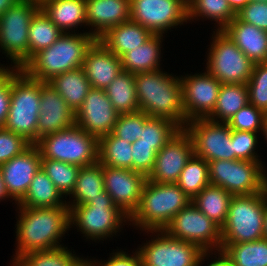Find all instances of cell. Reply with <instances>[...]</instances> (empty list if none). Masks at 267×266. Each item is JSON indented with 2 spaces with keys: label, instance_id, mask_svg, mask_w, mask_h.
Returning <instances> with one entry per match:
<instances>
[{
  "label": "cell",
  "instance_id": "9",
  "mask_svg": "<svg viewBox=\"0 0 267 266\" xmlns=\"http://www.w3.org/2000/svg\"><path fill=\"white\" fill-rule=\"evenodd\" d=\"M40 4L19 0L0 15V48L21 69L29 61V25Z\"/></svg>",
  "mask_w": 267,
  "mask_h": 266
},
{
  "label": "cell",
  "instance_id": "37",
  "mask_svg": "<svg viewBox=\"0 0 267 266\" xmlns=\"http://www.w3.org/2000/svg\"><path fill=\"white\" fill-rule=\"evenodd\" d=\"M176 184L192 200L210 184L208 162L193 154L181 171Z\"/></svg>",
  "mask_w": 267,
  "mask_h": 266
},
{
  "label": "cell",
  "instance_id": "53",
  "mask_svg": "<svg viewBox=\"0 0 267 266\" xmlns=\"http://www.w3.org/2000/svg\"><path fill=\"white\" fill-rule=\"evenodd\" d=\"M19 0H0V15L13 7Z\"/></svg>",
  "mask_w": 267,
  "mask_h": 266
},
{
  "label": "cell",
  "instance_id": "58",
  "mask_svg": "<svg viewBox=\"0 0 267 266\" xmlns=\"http://www.w3.org/2000/svg\"><path fill=\"white\" fill-rule=\"evenodd\" d=\"M11 266H25V264L20 259H14L12 260Z\"/></svg>",
  "mask_w": 267,
  "mask_h": 266
},
{
  "label": "cell",
  "instance_id": "16",
  "mask_svg": "<svg viewBox=\"0 0 267 266\" xmlns=\"http://www.w3.org/2000/svg\"><path fill=\"white\" fill-rule=\"evenodd\" d=\"M182 101L188 121L207 118L215 109L222 83L207 70L194 75H181Z\"/></svg>",
  "mask_w": 267,
  "mask_h": 266
},
{
  "label": "cell",
  "instance_id": "57",
  "mask_svg": "<svg viewBox=\"0 0 267 266\" xmlns=\"http://www.w3.org/2000/svg\"><path fill=\"white\" fill-rule=\"evenodd\" d=\"M261 132H263V136H265L266 138L264 140H267V113L264 116L263 127Z\"/></svg>",
  "mask_w": 267,
  "mask_h": 266
},
{
  "label": "cell",
  "instance_id": "13",
  "mask_svg": "<svg viewBox=\"0 0 267 266\" xmlns=\"http://www.w3.org/2000/svg\"><path fill=\"white\" fill-rule=\"evenodd\" d=\"M164 231L170 237L198 245L203 251L221 250V228L192 203L178 212Z\"/></svg>",
  "mask_w": 267,
  "mask_h": 266
},
{
  "label": "cell",
  "instance_id": "11",
  "mask_svg": "<svg viewBox=\"0 0 267 266\" xmlns=\"http://www.w3.org/2000/svg\"><path fill=\"white\" fill-rule=\"evenodd\" d=\"M216 31V33H215ZM206 70L222 84H247L255 63L222 30H215Z\"/></svg>",
  "mask_w": 267,
  "mask_h": 266
},
{
  "label": "cell",
  "instance_id": "42",
  "mask_svg": "<svg viewBox=\"0 0 267 266\" xmlns=\"http://www.w3.org/2000/svg\"><path fill=\"white\" fill-rule=\"evenodd\" d=\"M249 103L267 113V62L255 63L246 84Z\"/></svg>",
  "mask_w": 267,
  "mask_h": 266
},
{
  "label": "cell",
  "instance_id": "45",
  "mask_svg": "<svg viewBox=\"0 0 267 266\" xmlns=\"http://www.w3.org/2000/svg\"><path fill=\"white\" fill-rule=\"evenodd\" d=\"M257 133L251 131H239L231 129V142L235 151V160L261 161L255 153Z\"/></svg>",
  "mask_w": 267,
  "mask_h": 266
},
{
  "label": "cell",
  "instance_id": "36",
  "mask_svg": "<svg viewBox=\"0 0 267 266\" xmlns=\"http://www.w3.org/2000/svg\"><path fill=\"white\" fill-rule=\"evenodd\" d=\"M62 33L40 8L32 17L29 25V60L37 52L50 47Z\"/></svg>",
  "mask_w": 267,
  "mask_h": 266
},
{
  "label": "cell",
  "instance_id": "62",
  "mask_svg": "<svg viewBox=\"0 0 267 266\" xmlns=\"http://www.w3.org/2000/svg\"><path fill=\"white\" fill-rule=\"evenodd\" d=\"M265 189L267 190V173H266V185H265Z\"/></svg>",
  "mask_w": 267,
  "mask_h": 266
},
{
  "label": "cell",
  "instance_id": "41",
  "mask_svg": "<svg viewBox=\"0 0 267 266\" xmlns=\"http://www.w3.org/2000/svg\"><path fill=\"white\" fill-rule=\"evenodd\" d=\"M63 246L52 250L32 251L19 259L25 266H72L80 257Z\"/></svg>",
  "mask_w": 267,
  "mask_h": 266
},
{
  "label": "cell",
  "instance_id": "49",
  "mask_svg": "<svg viewBox=\"0 0 267 266\" xmlns=\"http://www.w3.org/2000/svg\"><path fill=\"white\" fill-rule=\"evenodd\" d=\"M236 16L248 24L267 31V3L249 2Z\"/></svg>",
  "mask_w": 267,
  "mask_h": 266
},
{
  "label": "cell",
  "instance_id": "14",
  "mask_svg": "<svg viewBox=\"0 0 267 266\" xmlns=\"http://www.w3.org/2000/svg\"><path fill=\"white\" fill-rule=\"evenodd\" d=\"M184 129L192 139L194 155L207 162L235 160L231 129L227 123L197 118L188 121Z\"/></svg>",
  "mask_w": 267,
  "mask_h": 266
},
{
  "label": "cell",
  "instance_id": "4",
  "mask_svg": "<svg viewBox=\"0 0 267 266\" xmlns=\"http://www.w3.org/2000/svg\"><path fill=\"white\" fill-rule=\"evenodd\" d=\"M190 203L191 199L176 183L158 184L146 180L138 208L129 221L142 231L164 230Z\"/></svg>",
  "mask_w": 267,
  "mask_h": 266
},
{
  "label": "cell",
  "instance_id": "26",
  "mask_svg": "<svg viewBox=\"0 0 267 266\" xmlns=\"http://www.w3.org/2000/svg\"><path fill=\"white\" fill-rule=\"evenodd\" d=\"M40 8L63 33L87 25L86 0H46Z\"/></svg>",
  "mask_w": 267,
  "mask_h": 266
},
{
  "label": "cell",
  "instance_id": "46",
  "mask_svg": "<svg viewBox=\"0 0 267 266\" xmlns=\"http://www.w3.org/2000/svg\"><path fill=\"white\" fill-rule=\"evenodd\" d=\"M30 145L23 136L0 128V166L24 152Z\"/></svg>",
  "mask_w": 267,
  "mask_h": 266
},
{
  "label": "cell",
  "instance_id": "27",
  "mask_svg": "<svg viewBox=\"0 0 267 266\" xmlns=\"http://www.w3.org/2000/svg\"><path fill=\"white\" fill-rule=\"evenodd\" d=\"M163 35L154 34L144 44L121 57L124 72L133 74L160 70Z\"/></svg>",
  "mask_w": 267,
  "mask_h": 266
},
{
  "label": "cell",
  "instance_id": "25",
  "mask_svg": "<svg viewBox=\"0 0 267 266\" xmlns=\"http://www.w3.org/2000/svg\"><path fill=\"white\" fill-rule=\"evenodd\" d=\"M153 35L147 28L128 20L111 27L99 40L112 53L121 58L128 51L144 44Z\"/></svg>",
  "mask_w": 267,
  "mask_h": 266
},
{
  "label": "cell",
  "instance_id": "29",
  "mask_svg": "<svg viewBox=\"0 0 267 266\" xmlns=\"http://www.w3.org/2000/svg\"><path fill=\"white\" fill-rule=\"evenodd\" d=\"M47 83L61 95L74 113L81 107L91 88L82 67L56 75Z\"/></svg>",
  "mask_w": 267,
  "mask_h": 266
},
{
  "label": "cell",
  "instance_id": "24",
  "mask_svg": "<svg viewBox=\"0 0 267 266\" xmlns=\"http://www.w3.org/2000/svg\"><path fill=\"white\" fill-rule=\"evenodd\" d=\"M223 31L254 63L267 62V31L241 21L237 16Z\"/></svg>",
  "mask_w": 267,
  "mask_h": 266
},
{
  "label": "cell",
  "instance_id": "12",
  "mask_svg": "<svg viewBox=\"0 0 267 266\" xmlns=\"http://www.w3.org/2000/svg\"><path fill=\"white\" fill-rule=\"evenodd\" d=\"M146 232L158 234L137 249L142 266H201L205 257L211 255V251H203L196 244L170 237L164 230Z\"/></svg>",
  "mask_w": 267,
  "mask_h": 266
},
{
  "label": "cell",
  "instance_id": "17",
  "mask_svg": "<svg viewBox=\"0 0 267 266\" xmlns=\"http://www.w3.org/2000/svg\"><path fill=\"white\" fill-rule=\"evenodd\" d=\"M193 154L192 139L181 129L158 151L147 180L158 184L176 183Z\"/></svg>",
  "mask_w": 267,
  "mask_h": 266
},
{
  "label": "cell",
  "instance_id": "28",
  "mask_svg": "<svg viewBox=\"0 0 267 266\" xmlns=\"http://www.w3.org/2000/svg\"><path fill=\"white\" fill-rule=\"evenodd\" d=\"M17 205L18 207L27 208H54L58 206H68L66 201H63L62 194L58 191L42 168L36 173L30 183L27 193Z\"/></svg>",
  "mask_w": 267,
  "mask_h": 266
},
{
  "label": "cell",
  "instance_id": "47",
  "mask_svg": "<svg viewBox=\"0 0 267 266\" xmlns=\"http://www.w3.org/2000/svg\"><path fill=\"white\" fill-rule=\"evenodd\" d=\"M155 145L132 143V170L143 173L146 177L151 173L156 159Z\"/></svg>",
  "mask_w": 267,
  "mask_h": 266
},
{
  "label": "cell",
  "instance_id": "31",
  "mask_svg": "<svg viewBox=\"0 0 267 266\" xmlns=\"http://www.w3.org/2000/svg\"><path fill=\"white\" fill-rule=\"evenodd\" d=\"M232 197L233 195L224 188L209 184L191 200V203L222 228Z\"/></svg>",
  "mask_w": 267,
  "mask_h": 266
},
{
  "label": "cell",
  "instance_id": "43",
  "mask_svg": "<svg viewBox=\"0 0 267 266\" xmlns=\"http://www.w3.org/2000/svg\"><path fill=\"white\" fill-rule=\"evenodd\" d=\"M149 117L150 116L143 111L120 114L112 130V134L116 137L127 140L130 143H134L140 138L144 122Z\"/></svg>",
  "mask_w": 267,
  "mask_h": 266
},
{
  "label": "cell",
  "instance_id": "35",
  "mask_svg": "<svg viewBox=\"0 0 267 266\" xmlns=\"http://www.w3.org/2000/svg\"><path fill=\"white\" fill-rule=\"evenodd\" d=\"M98 161L101 165L132 170V143L112 133L99 139Z\"/></svg>",
  "mask_w": 267,
  "mask_h": 266
},
{
  "label": "cell",
  "instance_id": "33",
  "mask_svg": "<svg viewBox=\"0 0 267 266\" xmlns=\"http://www.w3.org/2000/svg\"><path fill=\"white\" fill-rule=\"evenodd\" d=\"M104 90L119 114L140 111L133 73L122 71Z\"/></svg>",
  "mask_w": 267,
  "mask_h": 266
},
{
  "label": "cell",
  "instance_id": "51",
  "mask_svg": "<svg viewBox=\"0 0 267 266\" xmlns=\"http://www.w3.org/2000/svg\"><path fill=\"white\" fill-rule=\"evenodd\" d=\"M218 253V258L215 256L216 260L212 261L207 266H231L229 258L223 253L222 250H218L214 255Z\"/></svg>",
  "mask_w": 267,
  "mask_h": 266
},
{
  "label": "cell",
  "instance_id": "6",
  "mask_svg": "<svg viewBox=\"0 0 267 266\" xmlns=\"http://www.w3.org/2000/svg\"><path fill=\"white\" fill-rule=\"evenodd\" d=\"M266 189L261 193L233 196L221 228V244L252 242L264 238Z\"/></svg>",
  "mask_w": 267,
  "mask_h": 266
},
{
  "label": "cell",
  "instance_id": "23",
  "mask_svg": "<svg viewBox=\"0 0 267 266\" xmlns=\"http://www.w3.org/2000/svg\"><path fill=\"white\" fill-rule=\"evenodd\" d=\"M130 0H86V23L99 39L111 27L130 20Z\"/></svg>",
  "mask_w": 267,
  "mask_h": 266
},
{
  "label": "cell",
  "instance_id": "55",
  "mask_svg": "<svg viewBox=\"0 0 267 266\" xmlns=\"http://www.w3.org/2000/svg\"><path fill=\"white\" fill-rule=\"evenodd\" d=\"M72 266H94L91 259L79 258Z\"/></svg>",
  "mask_w": 267,
  "mask_h": 266
},
{
  "label": "cell",
  "instance_id": "40",
  "mask_svg": "<svg viewBox=\"0 0 267 266\" xmlns=\"http://www.w3.org/2000/svg\"><path fill=\"white\" fill-rule=\"evenodd\" d=\"M181 129L167 119L149 117L141 130L138 144L155 145L158 152Z\"/></svg>",
  "mask_w": 267,
  "mask_h": 266
},
{
  "label": "cell",
  "instance_id": "15",
  "mask_svg": "<svg viewBox=\"0 0 267 266\" xmlns=\"http://www.w3.org/2000/svg\"><path fill=\"white\" fill-rule=\"evenodd\" d=\"M130 20L153 34L163 35L188 20V7L180 0H130Z\"/></svg>",
  "mask_w": 267,
  "mask_h": 266
},
{
  "label": "cell",
  "instance_id": "3",
  "mask_svg": "<svg viewBox=\"0 0 267 266\" xmlns=\"http://www.w3.org/2000/svg\"><path fill=\"white\" fill-rule=\"evenodd\" d=\"M74 33V34H73ZM62 33L48 48L37 52L21 69L31 78L48 82L54 76L81 68L87 50L97 40L91 32Z\"/></svg>",
  "mask_w": 267,
  "mask_h": 266
},
{
  "label": "cell",
  "instance_id": "44",
  "mask_svg": "<svg viewBox=\"0 0 267 266\" xmlns=\"http://www.w3.org/2000/svg\"><path fill=\"white\" fill-rule=\"evenodd\" d=\"M265 113L248 103L236 112L228 121L230 129L239 131H262Z\"/></svg>",
  "mask_w": 267,
  "mask_h": 266
},
{
  "label": "cell",
  "instance_id": "54",
  "mask_svg": "<svg viewBox=\"0 0 267 266\" xmlns=\"http://www.w3.org/2000/svg\"><path fill=\"white\" fill-rule=\"evenodd\" d=\"M5 198H11V197L7 193V190H6V187H5V183L3 181V177H2V174H1V171H0V201L2 199L6 200Z\"/></svg>",
  "mask_w": 267,
  "mask_h": 266
},
{
  "label": "cell",
  "instance_id": "34",
  "mask_svg": "<svg viewBox=\"0 0 267 266\" xmlns=\"http://www.w3.org/2000/svg\"><path fill=\"white\" fill-rule=\"evenodd\" d=\"M231 266H267V239L252 242L221 244Z\"/></svg>",
  "mask_w": 267,
  "mask_h": 266
},
{
  "label": "cell",
  "instance_id": "19",
  "mask_svg": "<svg viewBox=\"0 0 267 266\" xmlns=\"http://www.w3.org/2000/svg\"><path fill=\"white\" fill-rule=\"evenodd\" d=\"M104 189L117 206L129 218L138 208L147 177L127 168L103 165Z\"/></svg>",
  "mask_w": 267,
  "mask_h": 266
},
{
  "label": "cell",
  "instance_id": "61",
  "mask_svg": "<svg viewBox=\"0 0 267 266\" xmlns=\"http://www.w3.org/2000/svg\"><path fill=\"white\" fill-rule=\"evenodd\" d=\"M250 2H261V3H267V0H250Z\"/></svg>",
  "mask_w": 267,
  "mask_h": 266
},
{
  "label": "cell",
  "instance_id": "20",
  "mask_svg": "<svg viewBox=\"0 0 267 266\" xmlns=\"http://www.w3.org/2000/svg\"><path fill=\"white\" fill-rule=\"evenodd\" d=\"M41 155L35 144L0 166L8 195L17 204L27 193L30 183L41 168Z\"/></svg>",
  "mask_w": 267,
  "mask_h": 266
},
{
  "label": "cell",
  "instance_id": "18",
  "mask_svg": "<svg viewBox=\"0 0 267 266\" xmlns=\"http://www.w3.org/2000/svg\"><path fill=\"white\" fill-rule=\"evenodd\" d=\"M119 115L105 90L91 87L75 113V124L99 140L112 133Z\"/></svg>",
  "mask_w": 267,
  "mask_h": 266
},
{
  "label": "cell",
  "instance_id": "5",
  "mask_svg": "<svg viewBox=\"0 0 267 266\" xmlns=\"http://www.w3.org/2000/svg\"><path fill=\"white\" fill-rule=\"evenodd\" d=\"M40 100V80L29 77L20 69L11 78L10 107L3 128L35 144Z\"/></svg>",
  "mask_w": 267,
  "mask_h": 266
},
{
  "label": "cell",
  "instance_id": "1",
  "mask_svg": "<svg viewBox=\"0 0 267 266\" xmlns=\"http://www.w3.org/2000/svg\"><path fill=\"white\" fill-rule=\"evenodd\" d=\"M18 210L20 212L16 224L17 251L13 259H19L28 252L52 250L63 246L59 241L61 242L62 236L71 228L68 206L19 207Z\"/></svg>",
  "mask_w": 267,
  "mask_h": 266
},
{
  "label": "cell",
  "instance_id": "8",
  "mask_svg": "<svg viewBox=\"0 0 267 266\" xmlns=\"http://www.w3.org/2000/svg\"><path fill=\"white\" fill-rule=\"evenodd\" d=\"M70 226H76L86 239L103 240L116 235L129 217L113 203L104 190L94 201L69 207ZM112 235V236H111Z\"/></svg>",
  "mask_w": 267,
  "mask_h": 266
},
{
  "label": "cell",
  "instance_id": "52",
  "mask_svg": "<svg viewBox=\"0 0 267 266\" xmlns=\"http://www.w3.org/2000/svg\"><path fill=\"white\" fill-rule=\"evenodd\" d=\"M231 7V9L237 13L239 12L243 7H245L250 0H226Z\"/></svg>",
  "mask_w": 267,
  "mask_h": 266
},
{
  "label": "cell",
  "instance_id": "60",
  "mask_svg": "<svg viewBox=\"0 0 267 266\" xmlns=\"http://www.w3.org/2000/svg\"><path fill=\"white\" fill-rule=\"evenodd\" d=\"M30 1H33V2L41 5L46 0H30Z\"/></svg>",
  "mask_w": 267,
  "mask_h": 266
},
{
  "label": "cell",
  "instance_id": "38",
  "mask_svg": "<svg viewBox=\"0 0 267 266\" xmlns=\"http://www.w3.org/2000/svg\"><path fill=\"white\" fill-rule=\"evenodd\" d=\"M204 17L218 23L217 30L222 31L235 17L226 0H193L188 6V21Z\"/></svg>",
  "mask_w": 267,
  "mask_h": 266
},
{
  "label": "cell",
  "instance_id": "59",
  "mask_svg": "<svg viewBox=\"0 0 267 266\" xmlns=\"http://www.w3.org/2000/svg\"><path fill=\"white\" fill-rule=\"evenodd\" d=\"M180 1H182L188 7L193 0H180Z\"/></svg>",
  "mask_w": 267,
  "mask_h": 266
},
{
  "label": "cell",
  "instance_id": "56",
  "mask_svg": "<svg viewBox=\"0 0 267 266\" xmlns=\"http://www.w3.org/2000/svg\"><path fill=\"white\" fill-rule=\"evenodd\" d=\"M264 238L267 239V190H266V207L264 214Z\"/></svg>",
  "mask_w": 267,
  "mask_h": 266
},
{
  "label": "cell",
  "instance_id": "22",
  "mask_svg": "<svg viewBox=\"0 0 267 266\" xmlns=\"http://www.w3.org/2000/svg\"><path fill=\"white\" fill-rule=\"evenodd\" d=\"M82 68L92 88L105 89L122 71L121 58L99 39L87 50Z\"/></svg>",
  "mask_w": 267,
  "mask_h": 266
},
{
  "label": "cell",
  "instance_id": "2",
  "mask_svg": "<svg viewBox=\"0 0 267 266\" xmlns=\"http://www.w3.org/2000/svg\"><path fill=\"white\" fill-rule=\"evenodd\" d=\"M140 111L184 129L188 120L182 101L180 78L160 70L134 74Z\"/></svg>",
  "mask_w": 267,
  "mask_h": 266
},
{
  "label": "cell",
  "instance_id": "32",
  "mask_svg": "<svg viewBox=\"0 0 267 266\" xmlns=\"http://www.w3.org/2000/svg\"><path fill=\"white\" fill-rule=\"evenodd\" d=\"M248 103L246 84H222L215 109L207 119L213 122L227 123L236 112Z\"/></svg>",
  "mask_w": 267,
  "mask_h": 266
},
{
  "label": "cell",
  "instance_id": "7",
  "mask_svg": "<svg viewBox=\"0 0 267 266\" xmlns=\"http://www.w3.org/2000/svg\"><path fill=\"white\" fill-rule=\"evenodd\" d=\"M35 146L41 158L74 164L79 167L98 161L99 140L76 124L68 129L40 138Z\"/></svg>",
  "mask_w": 267,
  "mask_h": 266
},
{
  "label": "cell",
  "instance_id": "50",
  "mask_svg": "<svg viewBox=\"0 0 267 266\" xmlns=\"http://www.w3.org/2000/svg\"><path fill=\"white\" fill-rule=\"evenodd\" d=\"M113 255L108 258V260H104L103 263L101 261L93 260L94 266H142L141 257L138 251L133 253L134 255H129L123 250L118 252H113Z\"/></svg>",
  "mask_w": 267,
  "mask_h": 266
},
{
  "label": "cell",
  "instance_id": "10",
  "mask_svg": "<svg viewBox=\"0 0 267 266\" xmlns=\"http://www.w3.org/2000/svg\"><path fill=\"white\" fill-rule=\"evenodd\" d=\"M262 161H209L210 184L220 186L233 196L251 195L265 190L266 171Z\"/></svg>",
  "mask_w": 267,
  "mask_h": 266
},
{
  "label": "cell",
  "instance_id": "39",
  "mask_svg": "<svg viewBox=\"0 0 267 266\" xmlns=\"http://www.w3.org/2000/svg\"><path fill=\"white\" fill-rule=\"evenodd\" d=\"M41 168L54 183L58 191L65 199L72 193L80 167L74 164L65 163L58 160L42 158Z\"/></svg>",
  "mask_w": 267,
  "mask_h": 266
},
{
  "label": "cell",
  "instance_id": "48",
  "mask_svg": "<svg viewBox=\"0 0 267 266\" xmlns=\"http://www.w3.org/2000/svg\"><path fill=\"white\" fill-rule=\"evenodd\" d=\"M19 68H0V128H3L11 100V78L19 71Z\"/></svg>",
  "mask_w": 267,
  "mask_h": 266
},
{
  "label": "cell",
  "instance_id": "30",
  "mask_svg": "<svg viewBox=\"0 0 267 266\" xmlns=\"http://www.w3.org/2000/svg\"><path fill=\"white\" fill-rule=\"evenodd\" d=\"M104 190L103 165L97 161L80 167L75 187L70 194L74 200L72 203L70 201L66 203L68 207L85 205L94 201Z\"/></svg>",
  "mask_w": 267,
  "mask_h": 266
},
{
  "label": "cell",
  "instance_id": "21",
  "mask_svg": "<svg viewBox=\"0 0 267 266\" xmlns=\"http://www.w3.org/2000/svg\"><path fill=\"white\" fill-rule=\"evenodd\" d=\"M40 97L37 141L75 125L74 111L49 83L40 81Z\"/></svg>",
  "mask_w": 267,
  "mask_h": 266
}]
</instances>
